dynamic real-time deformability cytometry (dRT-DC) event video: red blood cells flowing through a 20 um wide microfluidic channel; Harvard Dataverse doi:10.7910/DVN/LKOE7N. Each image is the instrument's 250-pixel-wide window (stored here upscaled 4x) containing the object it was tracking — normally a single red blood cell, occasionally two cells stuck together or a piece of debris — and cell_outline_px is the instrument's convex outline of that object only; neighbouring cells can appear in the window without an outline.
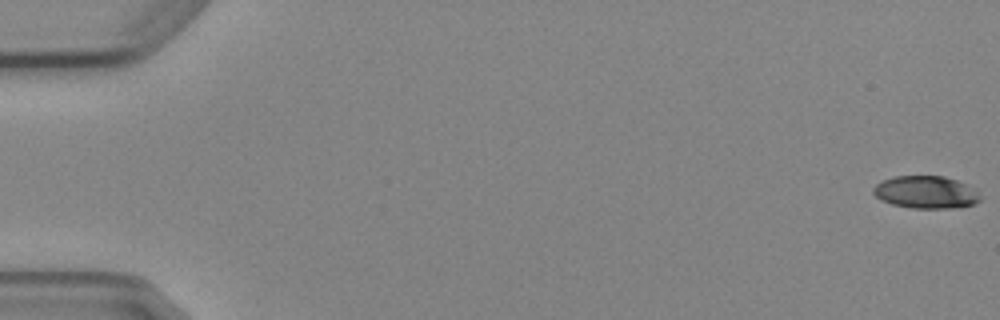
{"species": "Egyptian fruit bat (a non-hibernating species)", "species_latin": "Rousettus aegyptiacus", "temperature_condition": "cold", "stored_images_in_passage": 5, "camera_frame_rate_fps": 3000, "um_per_image_px": 0.085, "animal": {"sex": "female"}, "frame": {"image": 1, "passage_image": 1, "time_ms": 0.0, "image_size_px": [1000, 320], "cell_outline_px": [[980, 200], [976, 204], [960, 208], [912, 208], [892, 204], [876, 196], [872, 192], [872, 188], [876, 184], [884, 180], [896, 176], [944, 176], [956, 180], [964, 184], [976, 192], [980, 196]], "centroid_in_image_um": [78.7, 16.35], "position_along_channel_um": 6.3, "area_um2": 20.06}}
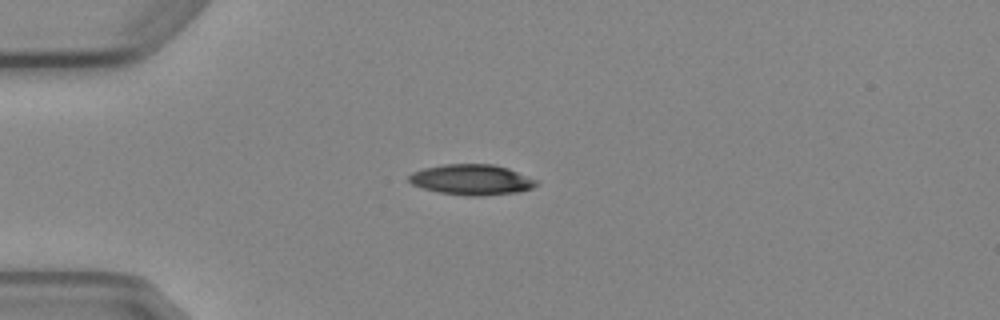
{"frame": {"image": 2, "passage_image": 5, "time_ms": 4.667, "image_size_px": [1000, 320], "cell_outline_px": [[540, 180], [532, 188], [520, 192], [480, 196], [468, 196], [440, 192], [424, 188], [412, 184], [408, 180], [408, 176], [412, 172], [424, 168], [444, 164], [492, 164], [508, 168]], "centroid_in_image_um": [40.12, 15.27], "position_along_channel_um": 44.9, "area_um2": 22.72}}